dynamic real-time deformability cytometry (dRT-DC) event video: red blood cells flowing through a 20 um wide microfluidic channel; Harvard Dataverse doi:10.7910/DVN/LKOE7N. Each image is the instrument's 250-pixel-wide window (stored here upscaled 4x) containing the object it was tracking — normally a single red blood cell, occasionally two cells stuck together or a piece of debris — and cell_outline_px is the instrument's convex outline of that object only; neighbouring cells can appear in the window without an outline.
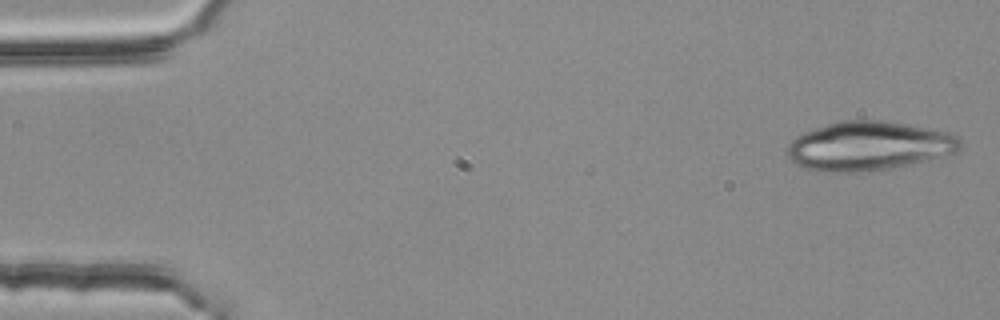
{"species": "common noctule bat (a hibernating species)", "species_latin": "Nyctalus noctula", "temperature_condition": "room temperature", "stored_images_in_passage": 7, "camera_frame_rate_fps": 3000, "um_per_image_px": 0.085, "animal": {"sex": "female", "body_mass_g": 25.1}, "frame": {"image": 1, "passage_image": 1, "time_ms": 0.0, "image_size_px": [1000, 320], "cell_outline_px": [[960, 148], [956, 152], [928, 160], [912, 164], [892, 168], [856, 172], [832, 172], [804, 168], [792, 160], [788, 156], [788, 144], [792, 140], [804, 132], [840, 120], [884, 120], [948, 132], [956, 136], [960, 140]], "centroid_in_image_um": [73.86, 12.4], "position_along_channel_um": 11.1, "area_um2": 49.01}}